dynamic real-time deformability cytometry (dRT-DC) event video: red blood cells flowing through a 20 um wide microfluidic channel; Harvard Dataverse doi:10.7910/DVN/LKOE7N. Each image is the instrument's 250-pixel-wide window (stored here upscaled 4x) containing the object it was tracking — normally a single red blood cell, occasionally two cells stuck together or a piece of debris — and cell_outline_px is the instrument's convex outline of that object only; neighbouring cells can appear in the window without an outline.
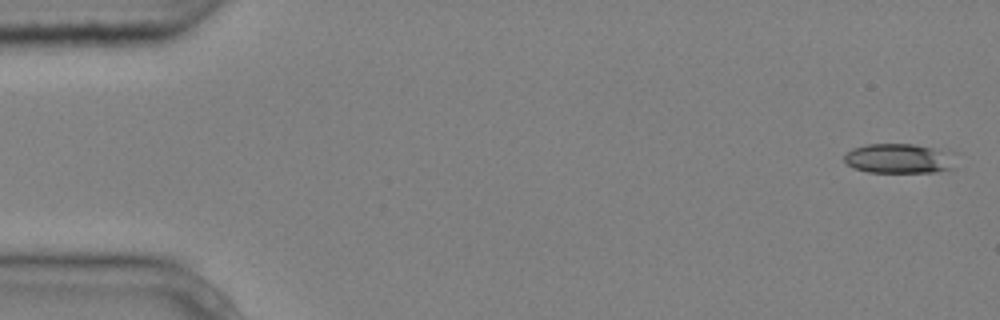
{"species": "common noctule bat (a hibernating species)", "species_latin": "Nyctalus noctula", "temperature_condition": "cold", "stored_images_in_passage": 4, "camera_frame_rate_fps": 3000, "um_per_image_px": 0.085, "animal": {"sex": "male", "body_mass_g": 20.4}, "frame": {"image": 1, "passage_image": 1, "time_ms": 0.0, "image_size_px": [1000, 320], "cell_outline_px": [[956, 168], [936, 172], [868, 172], [856, 168], [848, 164], [844, 160], [844, 156], [852, 148], [868, 144], [912, 144], [952, 152]], "centroid_in_image_um": [76.45, 13.48], "position_along_channel_um": 8.5, "area_um2": 19.25}}
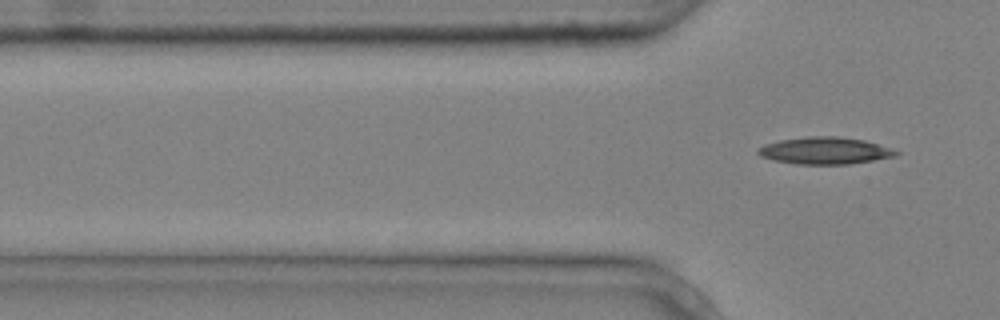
{"frame": {"image": 2, "passage_image": 4, "time_ms": 1.0, "image_size_px": [1000, 320], "cell_outline_px": [[900, 152], [896, 156], [852, 164], [796, 164], [772, 160], [760, 156], [756, 152], [756, 148], [764, 144], [780, 140], [808, 136], [836, 136], [864, 140]], "centroid_in_image_um": [70.05, 12.81], "position_along_channel_um": 55.8, "area_um2": 21.73}}